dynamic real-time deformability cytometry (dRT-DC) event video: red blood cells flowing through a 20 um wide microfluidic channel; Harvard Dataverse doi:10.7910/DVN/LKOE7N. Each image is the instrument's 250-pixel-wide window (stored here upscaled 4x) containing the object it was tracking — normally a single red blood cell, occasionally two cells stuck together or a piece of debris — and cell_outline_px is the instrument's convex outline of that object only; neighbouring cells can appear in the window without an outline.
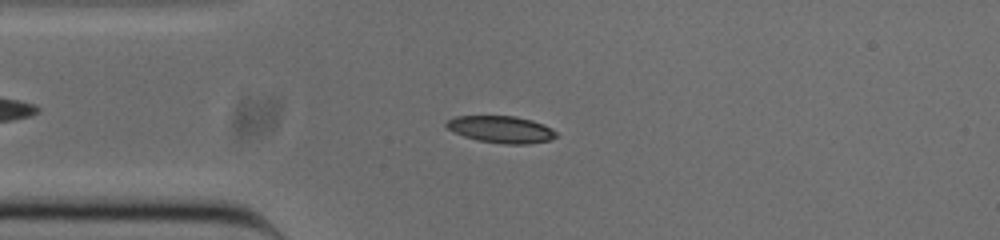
{"species": "common noctule bat (a hibernating species)", "species_latin": "Nyctalus noctula", "temperature_condition": "cold", "stored_images_in_passage": 40, "camera_frame_rate_fps": 3000, "um_per_image_px": 0.085, "animal": {"sex": "male", "body_mass_g": 20.0, "forearm_length_mm": 53.3}, "frame": {"image": 1, "passage_image": 6, "time_ms": 1.667, "image_size_px": [1000, 240], "cell_outline_px": [[556, 136], [548, 140], [528, 144], [504, 144], [476, 140], [464, 136], [448, 128], [444, 124], [448, 120], [456, 116], [516, 116], [532, 120], [544, 124], [552, 128], [556, 132]], "centroid_in_image_um": [42.6, 10.99], "position_along_channel_um": 42.4, "area_um2": 17.17}}
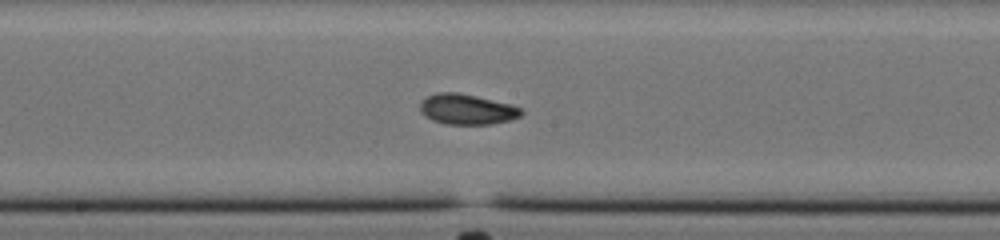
{"frame": {"image": 2, "passage_image": 20, "time_ms": 6.333, "image_size_px": [1000, 240], "cell_outline_px": [[524, 112], [520, 116], [508, 120], [492, 124], [444, 124], [432, 120], [420, 108], [420, 104], [428, 96], [436, 92], [456, 92], [476, 96], [512, 104], [520, 108]], "centroid_in_image_um": [39.72, 9.28], "position_along_channel_um": 208.5, "area_um2": 17.69}}
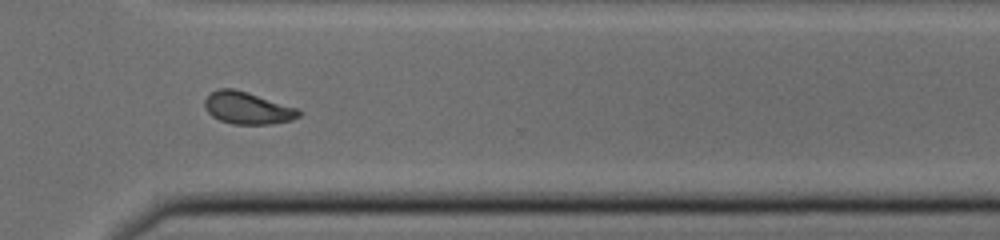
{"frame": {"image": 3, "passage_image": 31, "time_ms": 10.0, "image_size_px": [1000, 240], "cell_outline_px": [[300, 116], [292, 120], [272, 124], [232, 124], [220, 120], [212, 116], [208, 112], [204, 104], [204, 100], [212, 92], [220, 88], [232, 88], [248, 92], [300, 108]], "centroid_in_image_um": [21.07, 9.18], "position_along_channel_um": 349.5, "area_um2": 17.74}, "authors_computed_cell_mechanics": {"area_um2": 17.3689, "velocity_mm_per_s": 3.8413, "shape_relaxation_time_tau1_ms": 7.2872, "shape_relaxation_time_tau2_ms": 2.4966, "deformation_change_tau1": 0.2073, "deformation_change_tau2": 0.0723}}